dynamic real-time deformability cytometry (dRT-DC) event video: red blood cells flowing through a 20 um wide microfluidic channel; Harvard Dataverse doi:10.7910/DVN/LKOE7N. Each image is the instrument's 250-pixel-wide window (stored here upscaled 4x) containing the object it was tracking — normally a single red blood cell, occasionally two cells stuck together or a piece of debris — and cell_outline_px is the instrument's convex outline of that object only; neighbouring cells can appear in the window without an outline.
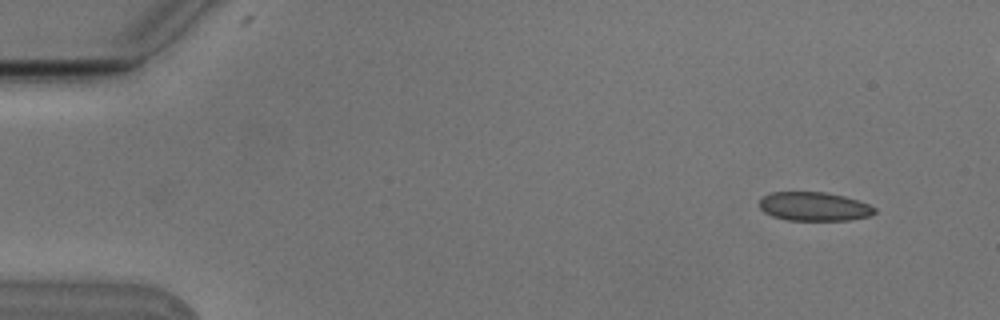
{"species": "Egyptian fruit bat (a non-hibernating species)", "species_latin": "Rousettus aegyptiacus", "temperature_condition": "cold", "stored_images_in_passage": 5, "camera_frame_rate_fps": 3000, "um_per_image_px": 0.085, "animal": {"sex": "male"}, "frame": {"image": 1, "passage_image": 1, "time_ms": 0.0, "image_size_px": [1000, 320], "cell_outline_px": [[876, 212], [868, 216], [848, 220], [788, 220], [772, 216], [764, 212], [760, 208], [760, 200], [764, 196], [772, 192], [828, 192], [844, 196], [868, 204], [876, 208]], "centroid_in_image_um": [69.19, 17.55], "position_along_channel_um": 15.8, "area_um2": 19.25}}